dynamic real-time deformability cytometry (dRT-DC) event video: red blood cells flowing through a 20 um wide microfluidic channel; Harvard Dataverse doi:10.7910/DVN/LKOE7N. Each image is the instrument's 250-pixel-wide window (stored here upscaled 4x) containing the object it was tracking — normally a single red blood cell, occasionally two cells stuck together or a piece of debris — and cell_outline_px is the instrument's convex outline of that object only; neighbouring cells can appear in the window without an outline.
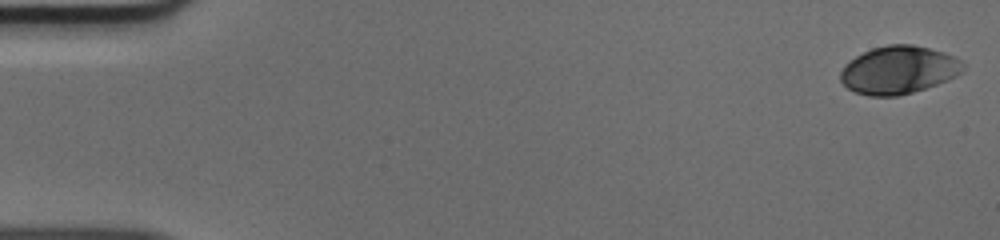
{"species": "human", "species_latin": "Homo sapiens", "temperature_condition": "cold", "stored_images_in_passage": 50, "camera_frame_rate_fps": 3000, "um_per_image_px": 0.085, "donor": {"sex": "male"}, "frame": {"image": 1, "passage_image": 1, "time_ms": 0.0, "image_size_px": [1000, 240], "cell_outline_px": [[964, 68], [956, 76], [948, 80], [912, 92], [896, 96], [868, 96], [856, 92], [848, 88], [840, 80], [840, 72], [856, 56], [872, 48], [888, 44], [912, 44], [944, 52], [960, 60], [964, 64]], "centroid_in_image_um": [76.39, 5.94], "position_along_channel_um": 8.6, "area_um2": 33.81}}
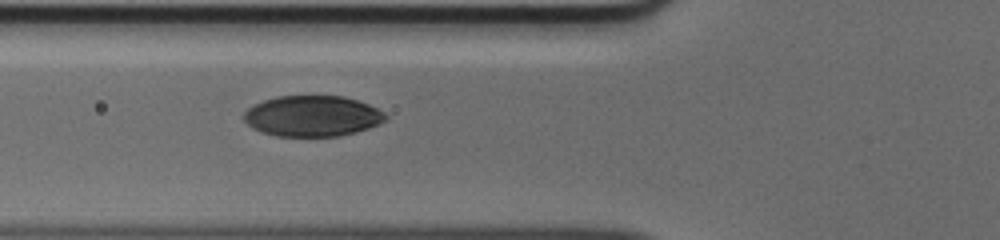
{"frame": {"image": 2, "passage_image": 19, "time_ms": 6.0, "image_size_px": [1000, 240], "cell_outline_px": [[388, 120], [380, 124], [356, 132], [340, 136], [276, 136], [260, 132], [252, 128], [244, 120], [244, 112], [248, 108], [264, 100], [276, 96], [344, 96], [368, 104], [384, 112], [388, 116]], "centroid_in_image_um": [26.57, 9.87], "position_along_channel_um": 99.2, "area_um2": 33.81}}
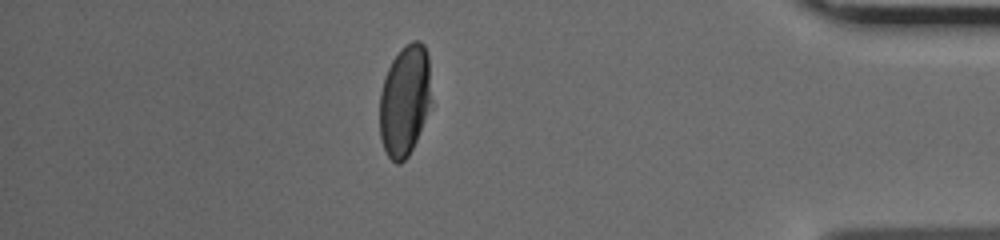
{"frame": {"image": 3, "passage_image": 44, "time_ms": 14.333, "image_size_px": [1000, 240], "cell_outline_px": [[432, 100], [416, 140], [408, 156], [400, 164], [396, 164], [388, 156], [384, 148], [380, 136], [380, 92], [388, 68], [392, 60], [412, 40], [420, 40], [424, 44], [428, 56]], "centroid_in_image_um": [34.41, 8.54], "position_along_channel_um": 400.8, "area_um2": 33.23}}